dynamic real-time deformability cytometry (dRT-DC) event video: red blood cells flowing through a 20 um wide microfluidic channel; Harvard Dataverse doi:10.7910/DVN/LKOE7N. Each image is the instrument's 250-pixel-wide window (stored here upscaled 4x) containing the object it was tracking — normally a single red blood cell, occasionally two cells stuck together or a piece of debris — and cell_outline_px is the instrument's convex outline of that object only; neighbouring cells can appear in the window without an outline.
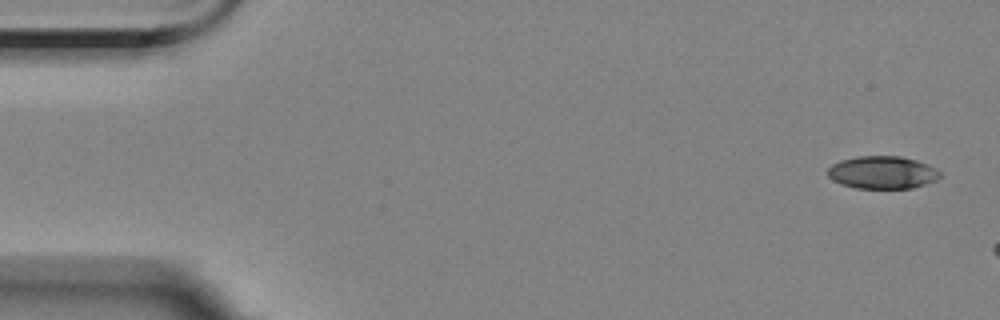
{"species": "Egyptian fruit bat (a non-hibernating species)", "species_latin": "Rousettus aegyptiacus", "temperature_condition": "room temperature", "stored_images_in_passage": 6, "camera_frame_rate_fps": 3000, "um_per_image_px": 0.085, "animal": {"sex": "female"}, "frame": {"image": 1, "passage_image": 1, "time_ms": 0.0, "image_size_px": [1000, 320], "cell_outline_px": [[940, 176], [936, 180], [912, 188], [856, 188], [840, 184], [832, 180], [828, 176], [828, 168], [832, 164], [840, 160], [856, 156], [900, 156], [916, 160], [928, 164], [936, 168], [940, 172]], "centroid_in_image_um": [74.98, 14.65], "position_along_channel_um": 10.0, "area_um2": 21.44}}
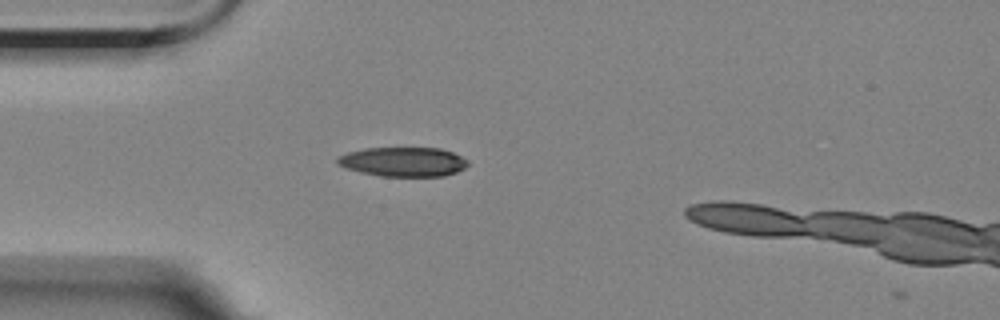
{"frame": {"image": 2, "passage_image": 5, "time_ms": 4.333, "image_size_px": [1000, 320], "cell_outline_px": [[468, 164], [464, 168], [456, 172], [444, 176], [380, 176], [360, 172], [344, 168], [336, 164], [336, 156], [348, 152], [364, 148], [440, 148], [452, 152], [468, 160]], "centroid_in_image_um": [34.22, 13.75], "position_along_channel_um": 50.8, "area_um2": 22.48}}